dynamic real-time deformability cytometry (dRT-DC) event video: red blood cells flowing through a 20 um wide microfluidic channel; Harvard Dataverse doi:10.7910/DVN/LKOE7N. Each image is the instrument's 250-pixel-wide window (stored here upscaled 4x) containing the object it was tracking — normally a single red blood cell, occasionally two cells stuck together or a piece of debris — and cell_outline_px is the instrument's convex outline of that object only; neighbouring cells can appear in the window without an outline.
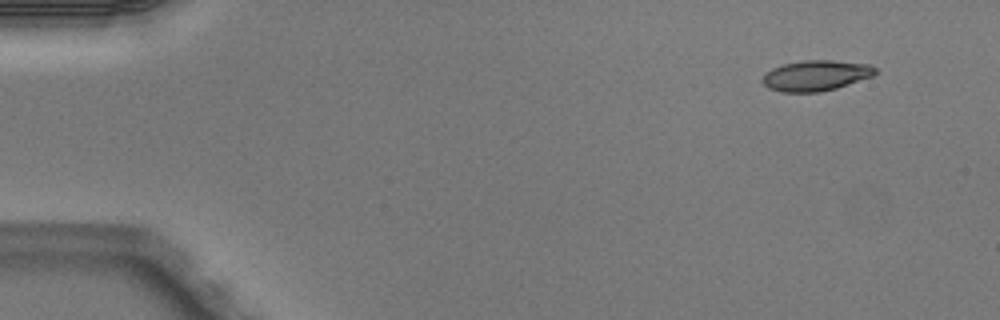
{"species": "Egyptian fruit bat (a non-hibernating species)", "species_latin": "Rousettus aegyptiacus", "temperature_condition": "warm", "stored_images_in_passage": 3, "camera_frame_rate_fps": 3000, "um_per_image_px": 0.085, "animal": {"sex": "male"}, "frame": {"image": 1, "passage_image": 1, "time_ms": 0.0, "image_size_px": [1000, 320], "cell_outline_px": [[876, 72], [872, 76], [836, 88], [820, 92], [780, 92], [768, 88], [760, 80], [772, 68], [784, 64], [804, 60], [832, 60], [868, 64], [876, 68]], "centroid_in_image_um": [69.33, 6.42], "position_along_channel_um": 15.7, "area_um2": 19.94}}
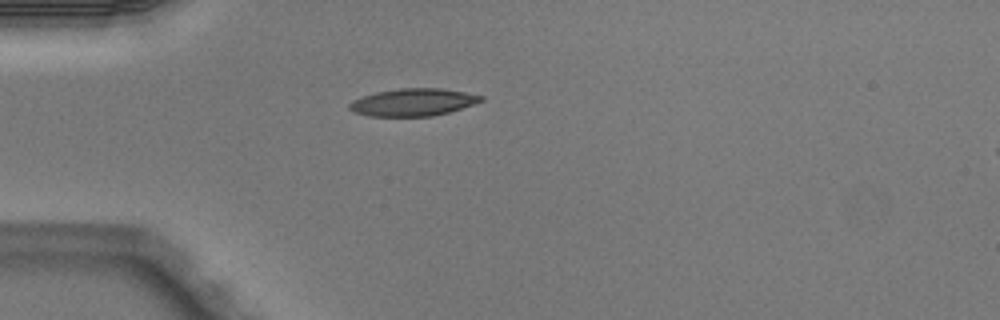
{"frame": {"image": 2, "passage_image": 3, "time_ms": 0.667, "image_size_px": [1000, 320], "cell_outline_px": [[484, 100], [448, 112], [432, 116], [368, 116], [356, 112], [348, 108], [348, 104], [352, 100], [376, 92], [400, 88], [444, 88], [484, 96]], "centroid_in_image_um": [35.1, 8.68], "position_along_channel_um": 49.9, "area_um2": 20.87}}